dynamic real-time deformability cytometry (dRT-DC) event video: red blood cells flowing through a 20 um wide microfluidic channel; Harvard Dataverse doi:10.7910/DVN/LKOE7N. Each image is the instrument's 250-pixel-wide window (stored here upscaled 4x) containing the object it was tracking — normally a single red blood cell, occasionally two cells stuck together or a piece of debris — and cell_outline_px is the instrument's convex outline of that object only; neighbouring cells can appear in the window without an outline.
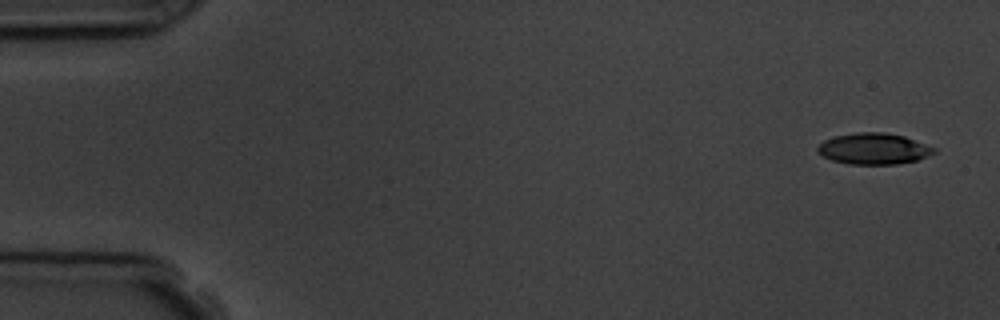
{"species": "common noctule bat (a hibernating species)", "species_latin": "Nyctalus noctula", "temperature_condition": "room temperature", "stored_images_in_passage": 5, "camera_frame_rate_fps": 3000, "um_per_image_px": 0.085, "animal": {"sex": "male", "body_mass_g": 19.5, "forearm_length_mm": 54.6}, "frame": {"image": 1, "passage_image": 1, "time_ms": 0.0, "image_size_px": [1000, 320], "cell_outline_px": [[936, 152], [916, 160], [896, 164], [848, 164], [832, 160], [816, 152], [816, 148], [824, 140], [832, 136], [856, 132], [884, 132], [904, 136], [936, 148]], "centroid_in_image_um": [74.23, 12.63], "position_along_channel_um": 10.8, "area_um2": 21.15}}
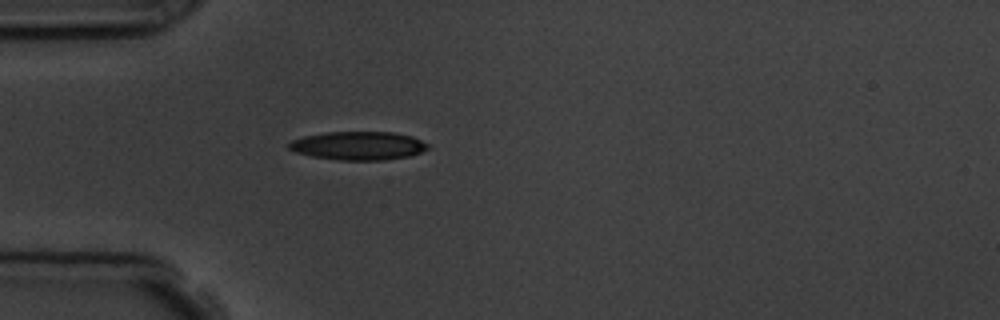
{"frame": {"image": 2, "passage_image": 5, "time_ms": 4.333, "image_size_px": [1000, 320], "cell_outline_px": [[428, 148], [420, 152], [408, 156], [384, 160], [340, 160], [312, 156], [296, 152], [288, 148], [288, 144], [292, 140], [304, 136], [328, 132], [392, 132], [412, 136], [428, 144]], "centroid_in_image_um": [30.44, 12.38], "position_along_channel_um": 54.6, "area_um2": 22.83}}